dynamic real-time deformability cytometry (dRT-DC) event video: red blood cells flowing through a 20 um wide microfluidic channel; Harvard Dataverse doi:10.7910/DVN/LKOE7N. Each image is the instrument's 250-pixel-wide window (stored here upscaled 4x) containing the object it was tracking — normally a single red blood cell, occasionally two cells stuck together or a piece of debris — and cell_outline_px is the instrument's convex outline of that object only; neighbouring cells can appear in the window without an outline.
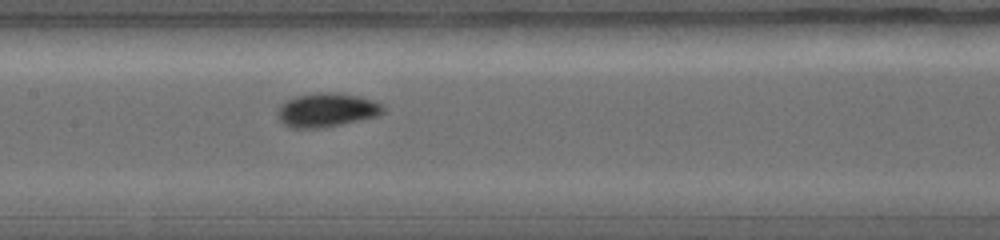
{"species": "common noctule bat (a hibernating species)", "species_latin": "Nyctalus noctula", "temperature_condition": "warm", "stored_images_in_passage": 21, "camera_frame_rate_fps": 5000, "um_per_image_px": 0.085, "animal": {"sex": "female", "body_mass_g": 19.0, "forearm_length_mm": 56.7}, "frame": {"image": 1, "passage_image": 6, "time_ms": 2.0, "image_size_px": [1000, 240], "cell_outline_px": [[384, 112], [376, 116], [360, 120], [320, 128], [292, 128], [284, 124], [280, 120], [276, 112], [280, 104], [296, 96], [316, 92], [332, 92], [356, 96], [372, 100], [380, 104], [384, 108]], "centroid_in_image_um": [27.72, 9.35], "position_along_channel_um": 179.7, "area_um2": 20.63}}
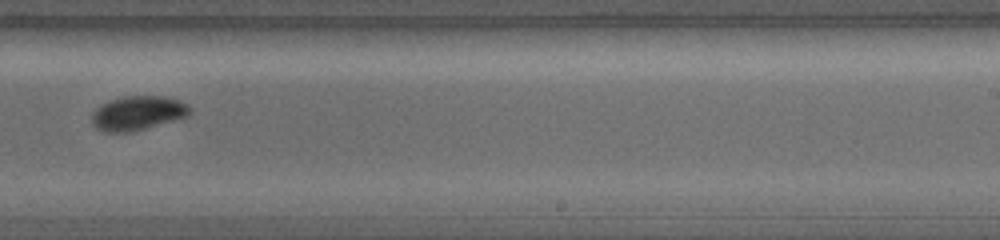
{"frame": {"image": 2, "passage_image": 10, "time_ms": 3.6, "image_size_px": [1000, 240], "cell_outline_px": [[192, 108], [184, 116], [172, 120], [144, 128], [128, 132], [104, 132], [96, 128], [92, 124], [92, 116], [96, 108], [112, 100], [124, 96], [164, 96], [180, 100], [188, 104]], "centroid_in_image_um": [11.69, 9.6], "position_along_channel_um": 277.3, "area_um2": 19.07}}
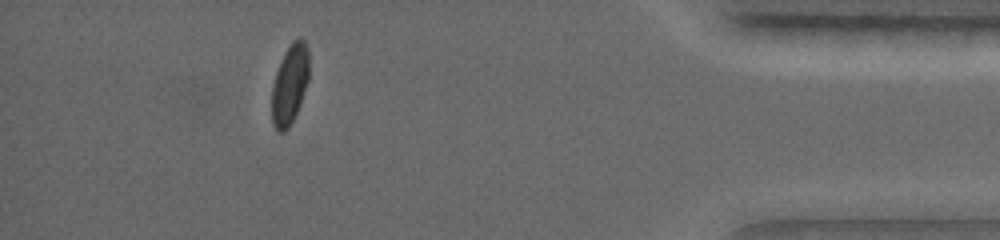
{"frame": {"image": 3, "passage_image": 18, "time_ms": 6.6, "image_size_px": [1000, 240], "cell_outline_px": [[308, 80], [296, 112], [288, 128], [284, 132], [276, 132], [272, 124], [272, 84], [276, 72], [284, 52], [292, 40], [300, 36], [304, 40], [308, 48]], "centroid_in_image_um": [24.61, 7.14], "position_along_channel_um": 410.6, "area_um2": 17.28}}